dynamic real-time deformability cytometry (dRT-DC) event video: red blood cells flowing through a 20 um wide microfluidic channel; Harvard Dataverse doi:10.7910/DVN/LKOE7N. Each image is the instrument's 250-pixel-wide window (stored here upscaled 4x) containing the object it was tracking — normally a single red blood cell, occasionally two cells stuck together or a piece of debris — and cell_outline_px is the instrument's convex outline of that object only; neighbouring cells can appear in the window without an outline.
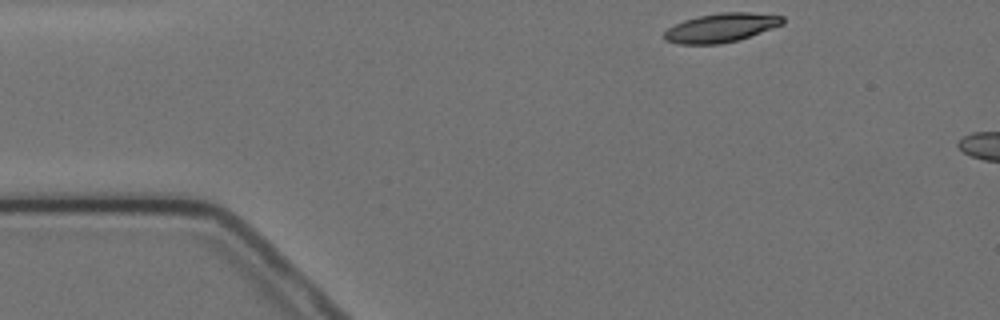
{"species": "Egyptian fruit bat (a non-hibernating species)", "species_latin": "Rousettus aegyptiacus", "temperature_condition": "cold", "stored_images_in_passage": 2, "camera_frame_rate_fps": 3000, "um_per_image_px": 0.085, "animal": {"sex": "female"}, "frame": {"image": 1, "passage_image": 1, "time_ms": 0.0, "image_size_px": [1000, 320], "cell_outline_px": [[784, 24], [736, 40], [720, 44], [680, 44], [664, 40], [664, 32], [668, 28], [684, 20], [700, 16], [720, 12], [752, 12], [784, 16]], "centroid_in_image_um": [61.29, 2.35], "position_along_channel_um": 23.7, "area_um2": 19.77}}